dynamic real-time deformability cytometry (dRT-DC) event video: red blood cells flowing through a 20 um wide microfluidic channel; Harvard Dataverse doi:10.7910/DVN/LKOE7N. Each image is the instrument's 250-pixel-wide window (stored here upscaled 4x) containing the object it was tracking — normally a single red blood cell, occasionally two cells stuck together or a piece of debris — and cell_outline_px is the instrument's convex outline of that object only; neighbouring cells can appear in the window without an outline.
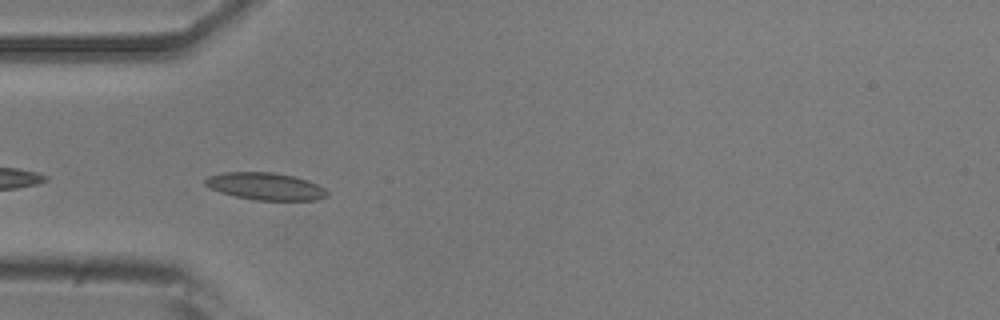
{"species": "common noctule bat (a hibernating species)", "species_latin": "Nyctalus noctula", "temperature_condition": "room temperature", "stored_images_in_passage": 8, "camera_frame_rate_fps": 3000, "um_per_image_px": 0.085, "animal": {"sex": "male", "body_mass_g": 20.5, "forearm_length_mm": 52.5}, "frame": {"image": 1, "passage_image": 4, "time_ms": 1.0, "image_size_px": [1000, 320], "cell_outline_px": [[328, 196], [316, 200], [256, 200], [236, 196], [220, 192], [204, 184], [204, 180], [208, 176], [224, 172], [272, 172], [292, 176], [308, 180], [324, 188], [328, 192]], "centroid_in_image_um": [22.57, 15.83], "position_along_channel_um": 62.4, "area_um2": 19.25}}
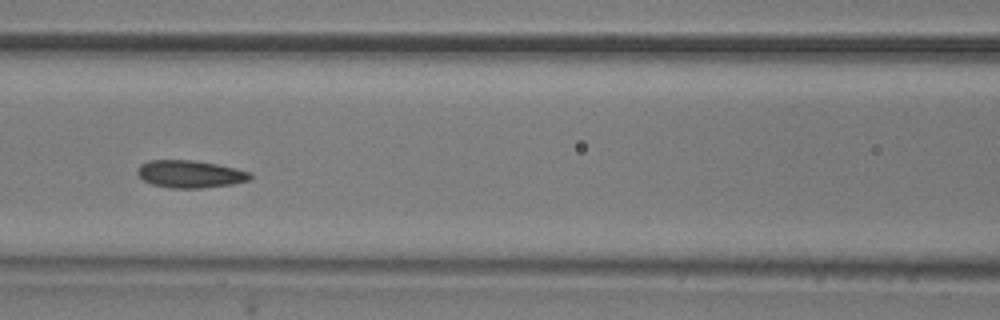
{"frame": {"image": 2, "passage_image": 6, "time_ms": 1.667, "image_size_px": [1000, 320], "cell_outline_px": [[252, 176], [248, 180], [232, 184], [204, 188], [168, 188], [152, 184], [144, 180], [136, 172], [140, 164], [148, 160], [196, 160], [236, 168], [252, 172]], "centroid_in_image_um": [16.16, 14.79], "position_along_channel_um": 150.4, "area_um2": 18.15}}
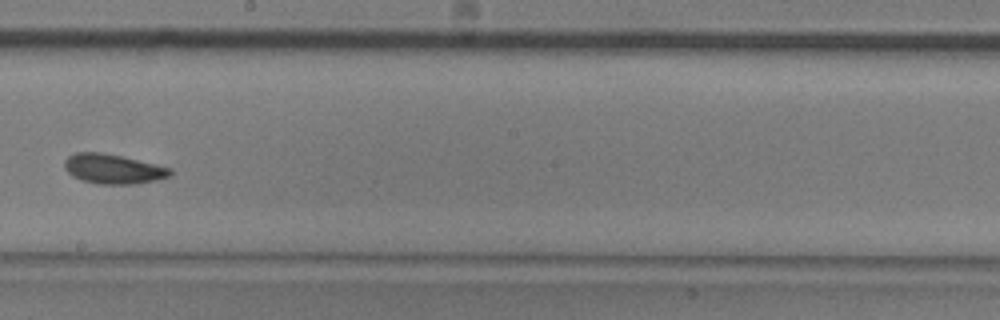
{"frame": {"image": 3, "passage_image": 8, "time_ms": 2.333, "image_size_px": [1000, 320], "cell_outline_px": [[172, 172], [168, 176], [156, 180], [136, 184], [96, 184], [80, 180], [72, 176], [64, 168], [64, 160], [68, 156], [76, 152], [100, 152], [120, 156], [156, 164], [172, 168]], "centroid_in_image_um": [9.58, 14.36], "position_along_channel_um": 238.6, "area_um2": 18.32}}